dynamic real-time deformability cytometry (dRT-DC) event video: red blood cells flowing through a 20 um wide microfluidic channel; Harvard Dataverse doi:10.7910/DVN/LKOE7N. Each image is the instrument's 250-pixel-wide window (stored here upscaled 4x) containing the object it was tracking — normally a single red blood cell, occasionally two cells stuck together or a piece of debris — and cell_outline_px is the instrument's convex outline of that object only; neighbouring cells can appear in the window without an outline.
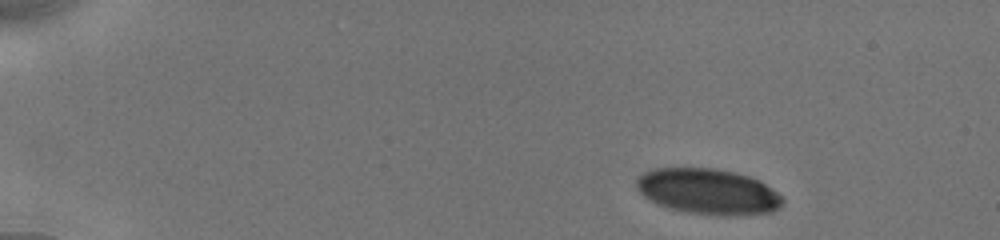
{"species": "human", "species_latin": "Homo sapiens", "temperature_condition": "cold", "stored_images_in_passage": 47, "camera_frame_rate_fps": 3000, "um_per_image_px": 0.085, "donor": {"sex": "male"}, "frame": {"image": 1, "passage_image": 1, "time_ms": 0.0, "image_size_px": [1000, 240], "cell_outline_px": [[780, 204], [776, 208], [768, 212], [696, 212], [676, 208], [652, 200], [636, 184], [640, 176], [644, 172], [656, 168], [708, 168], [732, 172], [748, 176], [764, 184], [780, 196]], "centroid_in_image_um": [60.15, 16.2], "position_along_channel_um": 24.9, "area_um2": 35.84}}
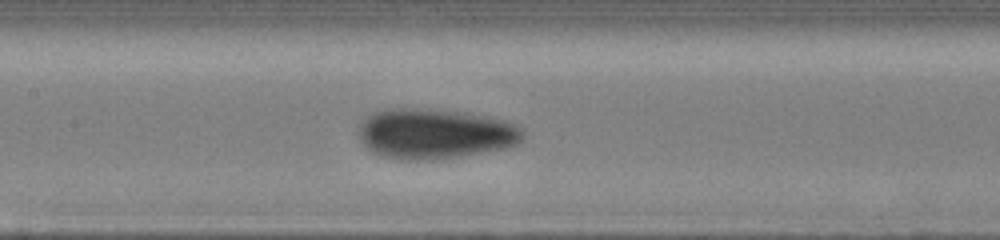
{"frame": {"image": 2, "passage_image": 21, "time_ms": 6.667, "image_size_px": [1000, 240], "cell_outline_px": [[520, 140], [512, 144], [496, 148], [448, 156], [392, 156], [376, 152], [364, 140], [364, 124], [372, 116], [380, 112], [440, 112], [492, 120], [508, 124], [516, 128], [520, 132]], "centroid_in_image_um": [36.99, 11.39], "position_along_channel_um": 170.4, "area_um2": 40.58}}
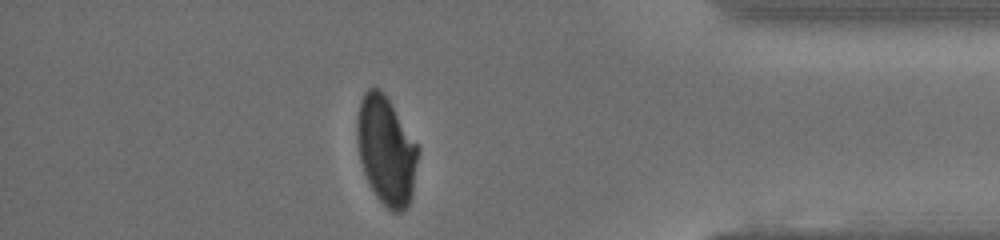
{"frame": {"image": 3, "passage_image": 41, "time_ms": 13.333, "image_size_px": [1000, 240], "cell_outline_px": [[420, 148], [412, 196], [408, 204], [400, 212], [392, 212], [376, 196], [364, 172], [360, 160], [356, 132], [356, 124], [360, 100], [364, 92], [368, 88], [376, 88], [388, 100]], "centroid_in_image_um": [32.83, 12.81], "position_along_channel_um": 402.4, "area_um2": 38.03}, "authors_computed_cell_mechanics": {"area_um2": 39.4196, "velocity_mm_per_s": 3.86, "shape_relaxation_time_tau1_ms": 4.1619, "shape_relaxation_time_tau2_ms": 0.9051, "deformation_change_tau1": 0.1192, "deformation_change_tau2": 0.0328}}